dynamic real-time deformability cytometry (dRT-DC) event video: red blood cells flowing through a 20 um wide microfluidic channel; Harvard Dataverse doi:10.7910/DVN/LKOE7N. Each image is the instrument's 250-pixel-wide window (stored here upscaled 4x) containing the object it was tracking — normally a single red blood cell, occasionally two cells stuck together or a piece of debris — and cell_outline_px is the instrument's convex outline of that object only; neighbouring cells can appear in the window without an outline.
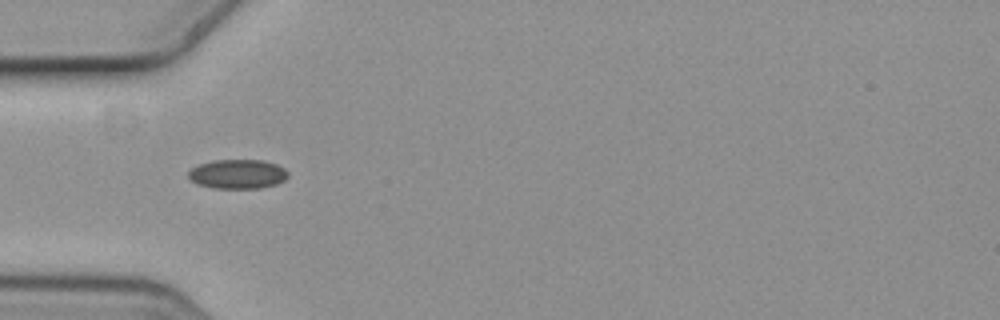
{"species": "common noctule bat (a hibernating species)", "species_latin": "Nyctalus noctula", "temperature_condition": "cold", "stored_images_in_passage": 2, "camera_frame_rate_fps": 3000, "um_per_image_px": 0.085, "animal": {"sex": "female", "body_mass_g": 19.3, "forearm_length_mm": 54.1}, "frame": {"image": 1, "passage_image": 1, "time_ms": 0.0, "image_size_px": [1000, 320], "cell_outline_px": [[288, 176], [284, 180], [276, 184], [260, 188], [216, 188], [196, 184], [188, 176], [188, 172], [192, 168], [200, 164], [212, 160], [264, 160], [276, 164], [284, 168], [288, 172]], "centroid_in_image_um": [20.21, 14.79], "position_along_channel_um": 64.8, "area_um2": 16.99}}
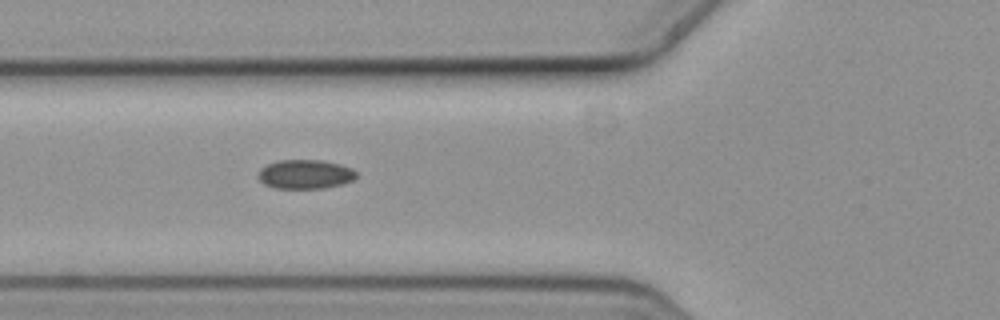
{"frame": {"image": 2, "passage_image": 2, "time_ms": 0.333, "image_size_px": [1000, 320], "cell_outline_px": [[356, 176], [352, 180], [340, 184], [320, 188], [272, 188], [264, 184], [260, 180], [260, 168], [276, 160], [324, 160], [340, 164], [352, 168], [356, 172]], "centroid_in_image_um": [25.93, 14.8], "position_along_channel_um": 99.9, "area_um2": 16.53}}